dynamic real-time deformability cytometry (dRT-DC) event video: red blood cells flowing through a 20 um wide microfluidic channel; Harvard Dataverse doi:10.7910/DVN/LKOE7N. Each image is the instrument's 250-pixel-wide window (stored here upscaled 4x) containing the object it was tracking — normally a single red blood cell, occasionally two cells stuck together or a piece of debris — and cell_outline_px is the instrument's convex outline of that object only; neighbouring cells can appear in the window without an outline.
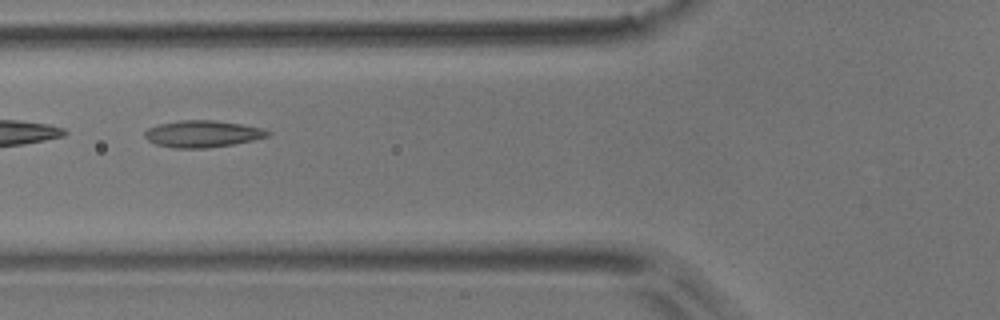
{"species": "common noctule bat (a hibernating species)", "species_latin": "Nyctalus noctula", "temperature_condition": "room temperature", "stored_images_in_passage": 4, "camera_frame_rate_fps": 3000, "um_per_image_px": 0.085, "animal": {"sex": "male", "body_mass_g": 17.9}, "frame": {"image": 1, "passage_image": 2, "time_ms": 0.333, "image_size_px": [1000, 320], "cell_outline_px": [[272, 132], [268, 136], [252, 140], [232, 144], [208, 148], [176, 148], [156, 144], [148, 140], [144, 136], [144, 132], [148, 128], [160, 124], [180, 120], [216, 120], [264, 128]], "centroid_in_image_um": [17.22, 11.37], "position_along_channel_um": 108.6, "area_um2": 19.13}}
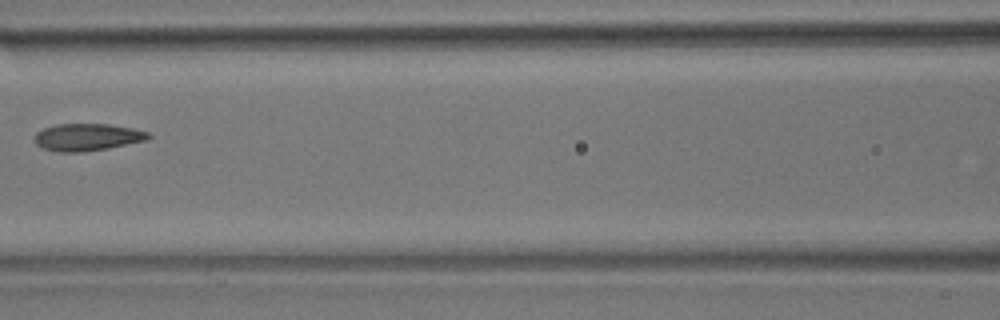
{"frame": {"image": 2, "passage_image": 3, "time_ms": 0.667, "image_size_px": [1000, 320], "cell_outline_px": [[152, 136], [148, 140], [108, 148], [80, 152], [60, 152], [44, 148], [36, 144], [36, 132], [44, 128], [56, 124], [108, 124], [132, 128], [148, 132]], "centroid_in_image_um": [7.45, 11.65], "position_along_channel_um": 159.2, "area_um2": 17.92}}
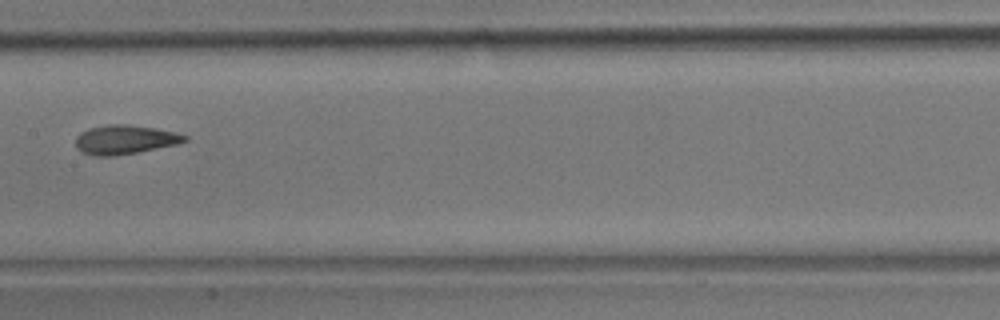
{"frame": {"image": 3, "passage_image": 4, "time_ms": 1.0, "image_size_px": [1000, 320], "cell_outline_px": [[188, 140], [176, 144], [136, 152], [112, 156], [92, 156], [76, 148], [76, 136], [80, 132], [88, 128], [108, 124], [124, 124], [152, 128], [176, 132], [188, 136]], "centroid_in_image_um": [10.58, 11.86], "position_along_channel_um": 196.8, "area_um2": 18.32}}